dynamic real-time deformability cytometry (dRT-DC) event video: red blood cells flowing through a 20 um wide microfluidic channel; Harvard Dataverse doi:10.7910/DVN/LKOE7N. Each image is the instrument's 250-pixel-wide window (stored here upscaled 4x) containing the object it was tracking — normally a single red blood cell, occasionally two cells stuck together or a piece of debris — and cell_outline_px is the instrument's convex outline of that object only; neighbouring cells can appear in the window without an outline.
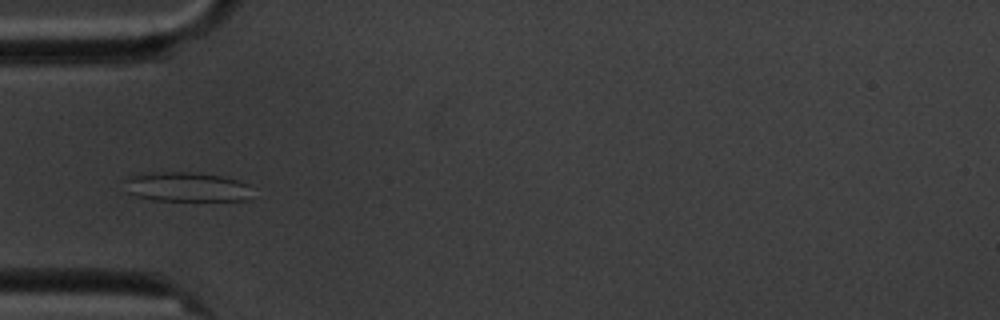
{"species": "common noctule bat (a hibernating species)", "species_latin": "Nyctalus noctula", "temperature_condition": "cold", "stored_images_in_passage": 15, "camera_frame_rate_fps": 3000, "um_per_image_px": 0.085, "animal": {"sex": "male", "body_mass_g": 20.1, "forearm_length_mm": 53.5}, "frame": {"image": 1, "passage_image": 5, "time_ms": 5.667, "image_size_px": [1000, 320], "cell_outline_px": [[252, 196], [244, 200], [152, 200], [136, 196], [124, 192], [120, 176], [152, 172], [196, 172], [220, 176], [236, 180], [248, 184]], "centroid_in_image_um": [15.68, 15.87], "position_along_channel_um": 69.3, "area_um2": 22.48}}
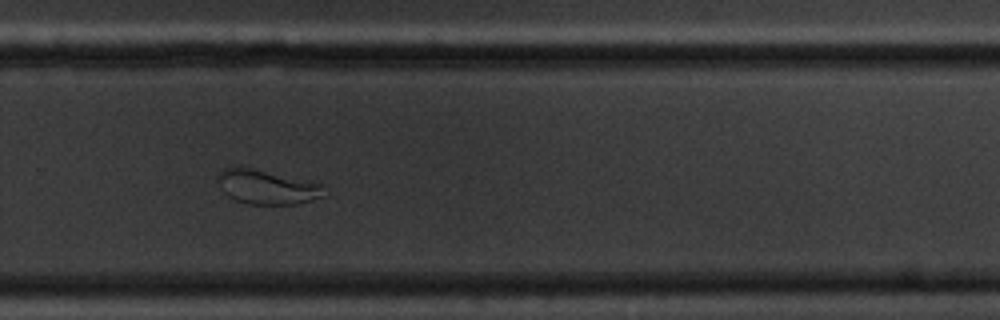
{"frame": {"image": 2, "passage_image": 11, "time_ms": 12.667, "image_size_px": [1000, 320], "cell_outline_px": [[324, 196], [312, 200], [296, 204], [248, 204], [236, 200], [228, 196], [220, 188], [216, 180], [216, 176], [224, 168], [232, 164], [252, 168], [320, 184]], "centroid_in_image_um": [22.57, 15.88], "position_along_channel_um": 307.2, "area_um2": 21.15}}
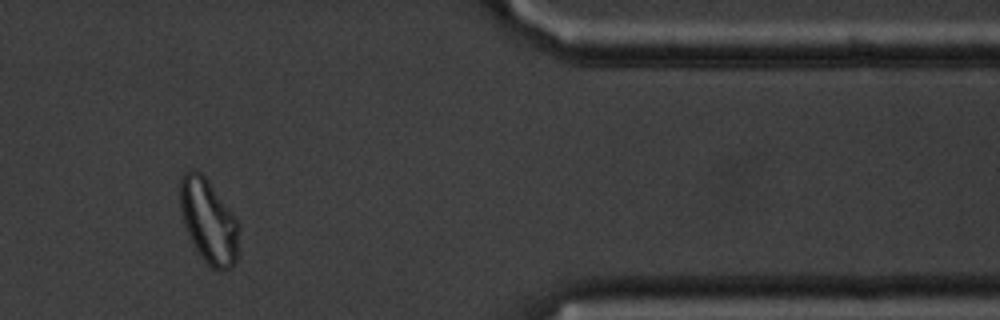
{"frame": {"image": 3, "passage_image": 13, "time_ms": 16.0, "image_size_px": [1000, 320], "cell_outline_px": [[240, 224], [236, 264], [224, 272], [212, 268], [200, 256], [184, 224], [180, 212], [180, 176], [188, 168], [192, 168], [200, 172], [208, 180], [236, 216]], "centroid_in_image_um": [17.75, 18.79], "position_along_channel_um": 393.6, "area_um2": 29.25}, "authors_computed_cell_mechanics": {"area_um2": 26.1834, "velocity_mm_per_s": 3.3986, "shape_relaxation_time_tau1_ms": null, "shape_relaxation_time_tau2_ms": 1.0406, "deformation_change_tau1": null, "deformation_change_tau2": 0.0352}}